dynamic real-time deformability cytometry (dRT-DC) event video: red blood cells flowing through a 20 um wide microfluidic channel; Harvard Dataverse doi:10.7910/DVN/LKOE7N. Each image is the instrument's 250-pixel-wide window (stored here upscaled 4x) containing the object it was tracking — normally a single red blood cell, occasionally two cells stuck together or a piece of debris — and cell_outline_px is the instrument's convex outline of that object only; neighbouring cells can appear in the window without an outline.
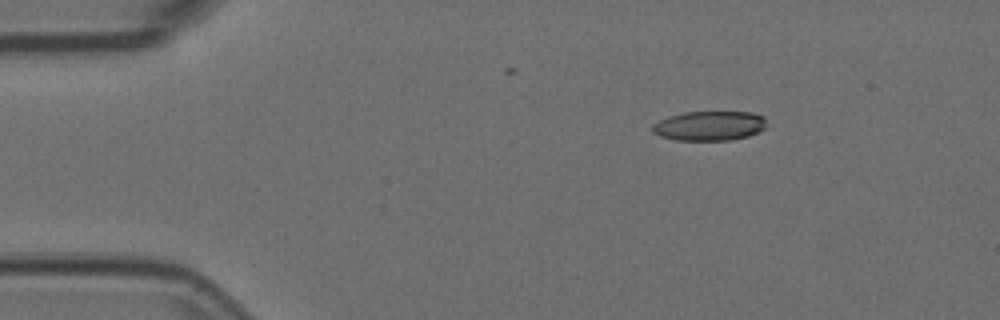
{"species": "Egyptian fruit bat (a non-hibernating species)", "species_latin": "Rousettus aegyptiacus", "temperature_condition": "room temperature", "stored_images_in_passage": 5, "camera_frame_rate_fps": 3000, "um_per_image_px": 0.085, "animal": {"sex": "female"}, "frame": {"image": 1, "passage_image": 3, "time_ms": 0.667, "image_size_px": [1000, 320], "cell_outline_px": [[764, 128], [760, 132], [748, 136], [732, 140], [676, 140], [660, 136], [652, 132], [652, 124], [668, 116], [684, 112], [752, 112], [764, 116]], "centroid_in_image_um": [60.29, 10.69], "position_along_channel_um": 24.7, "area_um2": 19.71}}